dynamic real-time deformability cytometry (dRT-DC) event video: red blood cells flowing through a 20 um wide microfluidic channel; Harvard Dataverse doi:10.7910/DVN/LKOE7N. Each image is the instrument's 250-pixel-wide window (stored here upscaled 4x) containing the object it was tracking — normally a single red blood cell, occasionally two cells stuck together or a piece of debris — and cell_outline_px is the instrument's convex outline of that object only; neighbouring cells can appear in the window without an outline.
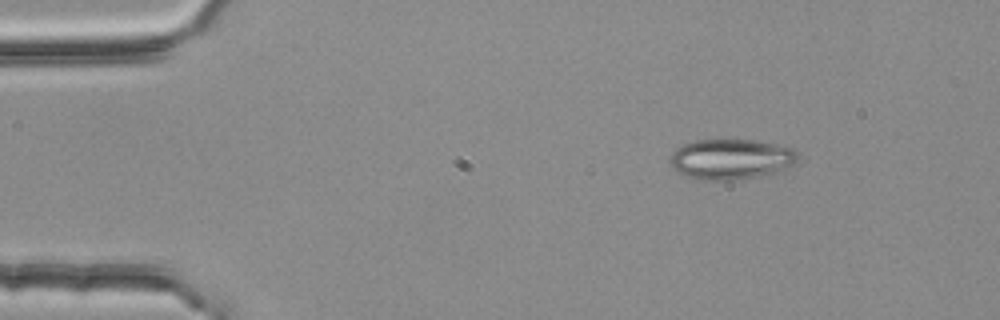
{"species": "common noctule bat (a hibernating species)", "species_latin": "Nyctalus noctula", "temperature_condition": "room temperature", "stored_images_in_passage": 5, "camera_frame_rate_fps": 3000, "um_per_image_px": 0.085, "animal": {"sex": "female", "body_mass_g": 25.1}, "frame": {"image": 1, "passage_image": 1, "time_ms": 0.0, "image_size_px": [1000, 320], "cell_outline_px": [[796, 164], [776, 172], [756, 176], [732, 180], [696, 180], [676, 172], [668, 160], [672, 152], [676, 148], [684, 144], [696, 140], [756, 140], [776, 144], [792, 148], [796, 152]], "centroid_in_image_um": [62.08, 13.53], "position_along_channel_um": 22.9, "area_um2": 30.11}}
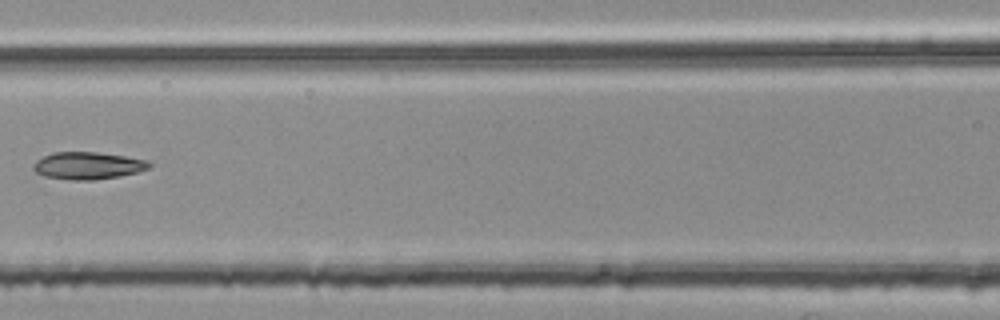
{"frame": {"image": 2, "passage_image": 5, "time_ms": 1.333, "image_size_px": [1000, 320], "cell_outline_px": [[152, 164], [148, 168], [136, 172], [120, 176], [96, 180], [68, 180], [44, 176], [36, 172], [32, 168], [32, 164], [36, 160], [52, 152], [96, 152], [124, 156], [148, 160]], "centroid_in_image_um": [7.44, 14.08], "position_along_channel_um": 159.2, "area_um2": 18.5}}